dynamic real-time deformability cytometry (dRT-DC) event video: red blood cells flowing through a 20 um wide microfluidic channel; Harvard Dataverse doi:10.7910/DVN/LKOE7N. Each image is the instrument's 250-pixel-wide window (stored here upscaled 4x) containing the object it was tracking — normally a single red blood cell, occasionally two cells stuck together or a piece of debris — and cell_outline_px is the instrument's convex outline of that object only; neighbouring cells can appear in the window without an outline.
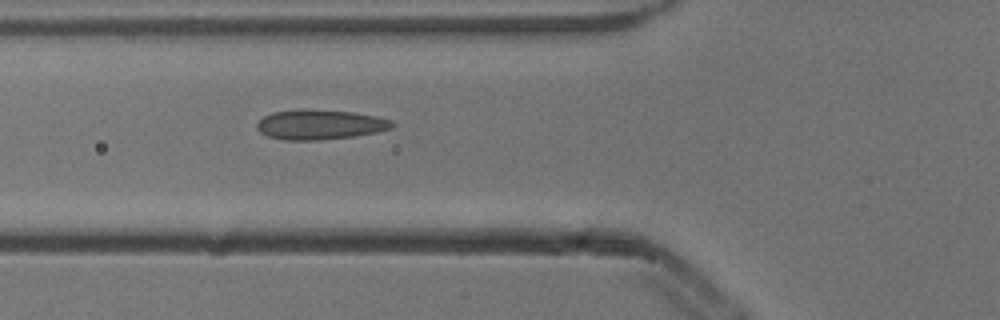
{"species": "common noctule bat (a hibernating species)", "species_latin": "Nyctalus noctula", "temperature_condition": "cold", "stored_images_in_passage": 5, "camera_frame_rate_fps": 3000, "um_per_image_px": 0.085, "animal": {"sex": "male", "body_mass_g": 13.3}, "frame": {"image": 1, "passage_image": 5, "time_ms": 1.333, "image_size_px": [1000, 320], "cell_outline_px": [[396, 124], [392, 128], [376, 132], [356, 136], [320, 140], [284, 140], [268, 136], [260, 132], [256, 128], [256, 124], [264, 116], [272, 112], [352, 112], [376, 116], [392, 120]], "centroid_in_image_um": [27.24, 10.64], "position_along_channel_um": 98.6, "area_um2": 22.6}}